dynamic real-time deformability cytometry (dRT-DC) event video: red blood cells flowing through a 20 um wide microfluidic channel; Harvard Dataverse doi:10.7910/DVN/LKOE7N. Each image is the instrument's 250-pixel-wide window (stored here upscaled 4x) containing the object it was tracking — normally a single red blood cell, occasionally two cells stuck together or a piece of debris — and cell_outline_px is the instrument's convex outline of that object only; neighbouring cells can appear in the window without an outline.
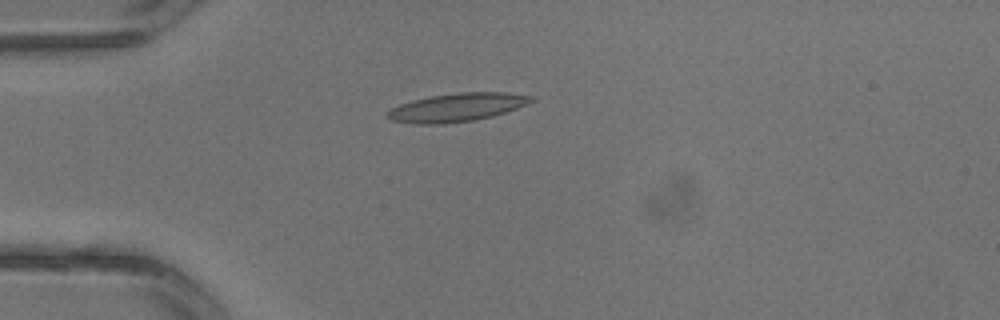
{"species": "common noctule bat (a hibernating species)", "species_latin": "Nyctalus noctula", "temperature_condition": "warm", "stored_images_in_passage": 3, "camera_frame_rate_fps": 3000, "um_per_image_px": 0.085, "animal": {"sex": "male", "body_mass_g": 13.3}, "frame": {"image": 1, "passage_image": 3, "time_ms": 0.667, "image_size_px": [1000, 320], "cell_outline_px": [[536, 100], [516, 108], [492, 116], [476, 120], [444, 124], [412, 124], [392, 120], [384, 116], [392, 108], [400, 104], [412, 100], [432, 96], [460, 92], [504, 92], [536, 96]], "centroid_in_image_um": [38.85, 9.13], "position_along_channel_um": 46.1, "area_um2": 23.81}}